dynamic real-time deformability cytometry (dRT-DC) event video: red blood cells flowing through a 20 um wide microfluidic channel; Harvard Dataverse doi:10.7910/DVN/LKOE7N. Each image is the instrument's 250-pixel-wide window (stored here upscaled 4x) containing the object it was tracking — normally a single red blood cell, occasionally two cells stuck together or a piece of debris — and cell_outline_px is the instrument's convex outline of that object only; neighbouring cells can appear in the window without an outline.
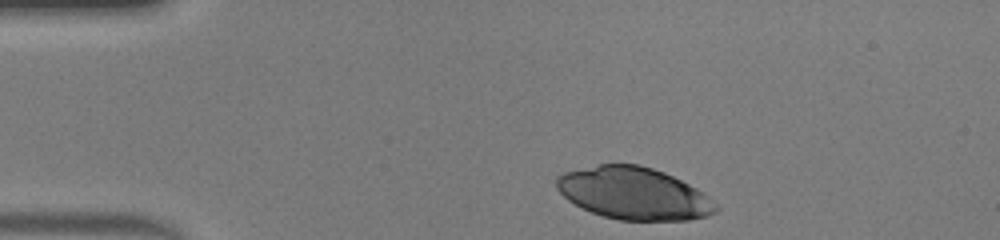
{"species": "human", "species_latin": "Homo sapiens", "temperature_condition": "warm", "stored_images_in_passage": 32, "camera_frame_rate_fps": 3000, "um_per_image_px": 0.085, "donor": {"sex": "male"}, "frame": {"image": 1, "passage_image": 1, "time_ms": 0.0, "image_size_px": [1000, 240], "cell_outline_px": [[720, 208], [716, 212], [708, 216], [688, 220], [620, 220], [604, 216], [592, 212], [568, 200], [556, 188], [556, 176], [564, 172], [600, 164], [640, 164], [664, 172], [704, 192]], "centroid_in_image_um": [53.89, 16.44], "position_along_channel_um": 31.1, "area_um2": 48.32}}
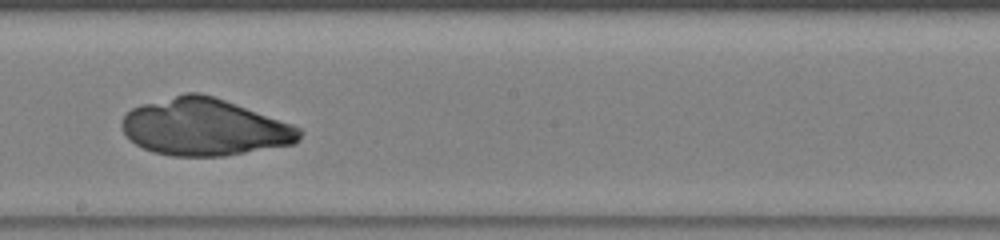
{"frame": {"image": 2, "passage_image": 19, "time_ms": 6.0, "image_size_px": [1000, 240], "cell_outline_px": [[300, 140], [292, 144], [224, 156], [172, 156], [152, 152], [136, 144], [124, 132], [120, 124], [124, 116], [132, 108], [140, 104], [184, 92], [200, 92], [224, 100], [292, 124], [300, 128]], "centroid_in_image_um": [17.34, 10.8], "position_along_channel_um": 230.9, "area_um2": 58.72}}
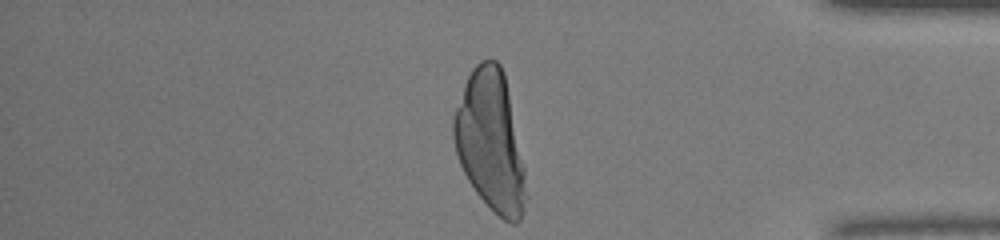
{"frame": {"image": 3, "passage_image": 32, "time_ms": 10.333, "image_size_px": [1000, 240], "cell_outline_px": [[528, 196], [520, 220], [516, 224], [512, 224], [504, 220], [476, 192], [468, 180], [460, 164], [456, 152], [452, 136], [452, 116], [464, 84], [472, 68], [480, 60], [496, 60], [500, 64], [504, 72], [524, 164]], "centroid_in_image_um": [41.69, 12.0], "position_along_channel_um": 393.5, "area_um2": 59.13}}